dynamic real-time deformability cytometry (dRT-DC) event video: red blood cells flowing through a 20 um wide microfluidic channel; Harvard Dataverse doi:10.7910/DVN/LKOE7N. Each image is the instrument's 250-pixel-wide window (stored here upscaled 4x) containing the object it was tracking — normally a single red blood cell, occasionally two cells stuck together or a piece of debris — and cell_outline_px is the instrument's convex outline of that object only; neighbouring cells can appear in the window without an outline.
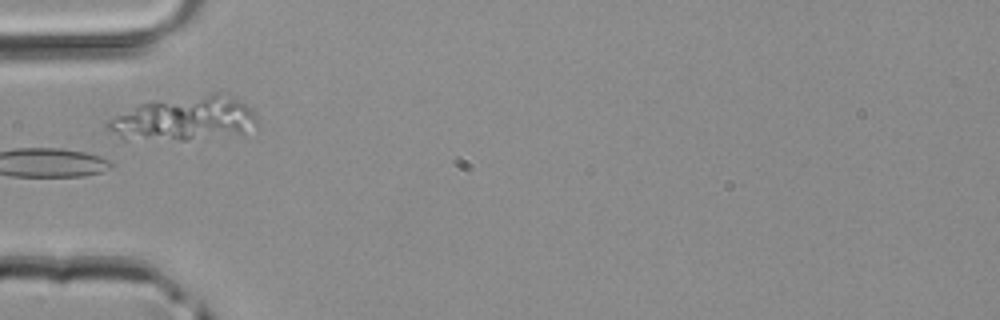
{"species": "common noctule bat (a hibernating species)", "species_latin": "Nyctalus noctula", "temperature_condition": "room temperature", "stored_images_in_passage": 5, "camera_frame_rate_fps": 3000, "um_per_image_px": 0.085, "animal": {"sex": "male", "body_mass_g": 20.4}, "frame": {"image": 1, "passage_image": 4, "time_ms": 1.0, "image_size_px": [1000, 320], "cell_outline_px": [[256, 124], [244, 132], [184, 140], [124, 140], [108, 128], [104, 124], [108, 120], [140, 104], [212, 92], [228, 92], [244, 104], [256, 116]], "centroid_in_image_um": [15.65, 10.07], "position_along_channel_um": 69.3, "area_um2": 37.97}}
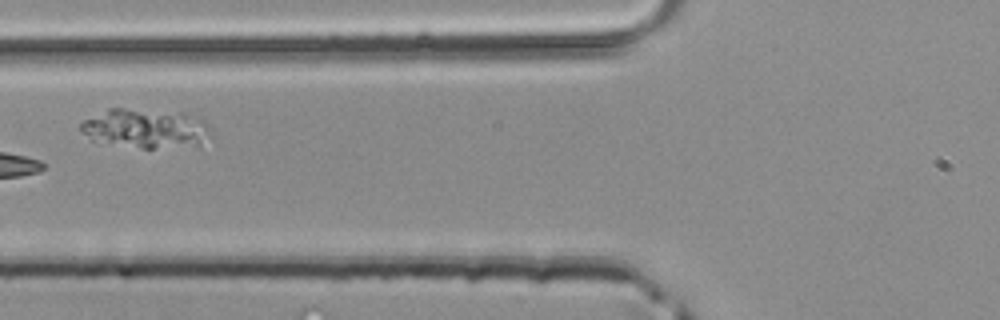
{"frame": {"image": 2, "passage_image": 5, "time_ms": 1.333, "image_size_px": [1000, 320], "cell_outline_px": [[212, 140], [200, 148], [140, 148], [92, 140], [80, 128], [80, 124], [84, 120], [108, 108], [124, 108], [180, 112], [204, 120], [208, 124]], "centroid_in_image_um": [12.52, 10.95], "position_along_channel_um": 113.3, "area_um2": 30.46}}